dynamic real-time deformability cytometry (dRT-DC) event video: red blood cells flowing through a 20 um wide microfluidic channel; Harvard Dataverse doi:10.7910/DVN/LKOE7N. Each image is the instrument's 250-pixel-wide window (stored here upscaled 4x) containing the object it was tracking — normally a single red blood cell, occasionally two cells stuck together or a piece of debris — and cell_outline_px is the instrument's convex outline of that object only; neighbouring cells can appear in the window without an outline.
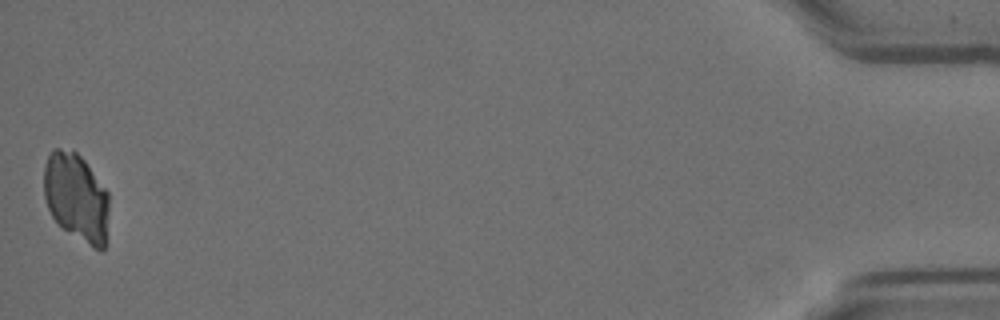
{"species": "Egyptian fruit bat (a non-hibernating species)", "species_latin": "Rousettus aegyptiacus", "temperature_condition": "room temperature", "stored_images_in_passage": 55, "camera_frame_rate_fps": 3000, "um_per_image_px": 0.085, "animal": {"sex": "female"}, "frame": {"image": 1, "passage_image": 55, "time_ms": 18.0, "image_size_px": [1000, 320], "cell_outline_px": [[108, 212], [104, 248], [100, 252], [92, 248], [64, 228], [52, 216], [48, 208], [44, 196], [44, 164], [52, 148], [72, 148], [84, 160], [108, 192]], "centroid_in_image_um": [6.47, 16.73], "position_along_channel_um": 428.7, "area_um2": 33.41}}